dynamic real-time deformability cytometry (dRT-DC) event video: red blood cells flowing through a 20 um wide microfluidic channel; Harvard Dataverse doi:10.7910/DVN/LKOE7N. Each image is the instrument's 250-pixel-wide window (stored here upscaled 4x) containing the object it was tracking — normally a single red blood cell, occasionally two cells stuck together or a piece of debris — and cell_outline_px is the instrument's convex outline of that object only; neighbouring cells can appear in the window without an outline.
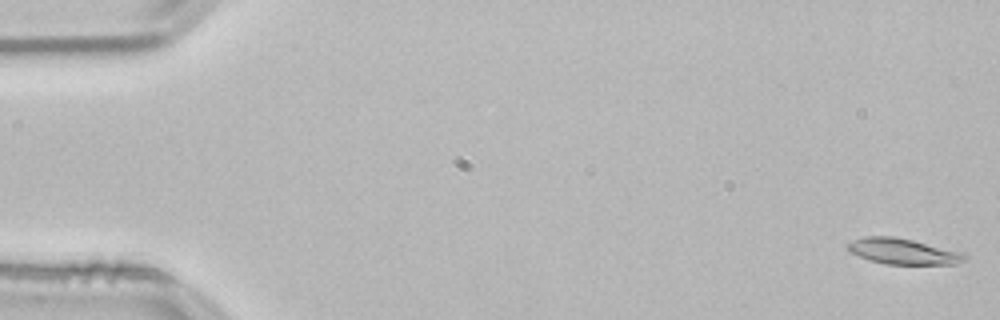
{"species": "common noctule bat (a hibernating species)", "species_latin": "Nyctalus noctula", "temperature_condition": "room temperature", "stored_images_in_passage": 53, "camera_frame_rate_fps": 3000, "um_per_image_px": 0.085, "animal": {"sex": "male", "body_mass_g": 21.5, "forearm_length_mm": 52.0}, "frame": {"image": 1, "passage_image": 1, "time_ms": 0.0, "image_size_px": [1000, 320], "cell_outline_px": [[968, 260], [956, 264], [884, 264], [868, 260], [852, 252], [844, 244], [852, 240], [864, 236], [892, 236], [912, 240], [964, 252], [968, 256]], "centroid_in_image_um": [76.79, 21.37], "position_along_channel_um": 8.2, "area_um2": 17.74}}
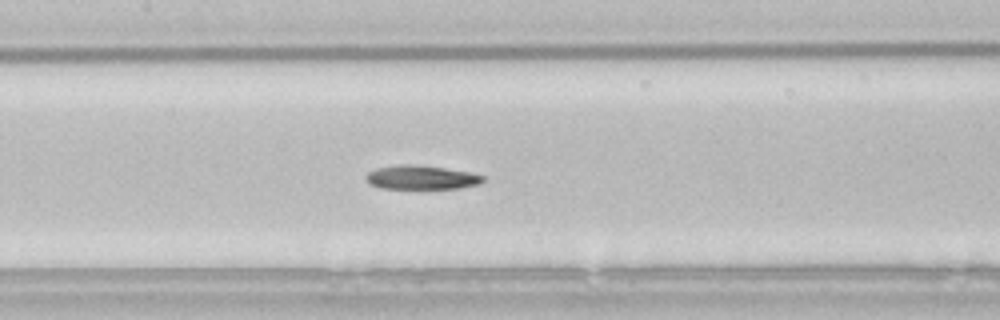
{"frame": {"image": 2, "passage_image": 25, "time_ms": 8.0, "image_size_px": [1000, 320], "cell_outline_px": [[484, 180], [480, 184], [460, 188], [380, 188], [368, 184], [364, 176], [368, 172], [376, 168], [400, 164], [412, 164], [444, 168], [472, 172], [484, 176]], "centroid_in_image_um": [35.79, 15.08], "position_along_channel_um": 171.6, "area_um2": 16.42}}
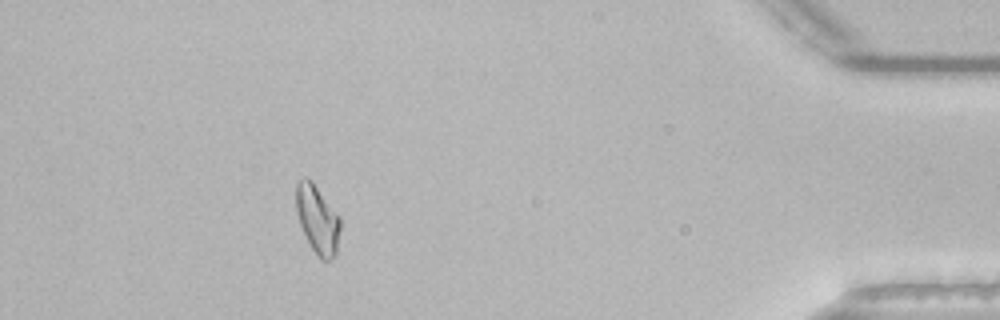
{"frame": {"image": 3, "passage_image": 48, "time_ms": 15.667, "image_size_px": [1000, 320], "cell_outline_px": [[340, 228], [336, 256], [332, 260], [320, 260], [312, 248], [300, 224], [296, 212], [296, 184], [304, 176], [308, 176], [312, 180], [340, 216]], "centroid_in_image_um": [27.0, 18.63], "position_along_channel_um": 408.2, "area_um2": 17.74}, "authors_computed_cell_mechanics": {"area_um2": 17.34, "velocity_mm_per_s": 3.8212, "shape_relaxation_time_tau1_ms": 7.2183, "shape_relaxation_time_tau2_ms": 6.3663, "deformation_change_tau1": 0.201, "deformation_change_tau2": 0.143}}